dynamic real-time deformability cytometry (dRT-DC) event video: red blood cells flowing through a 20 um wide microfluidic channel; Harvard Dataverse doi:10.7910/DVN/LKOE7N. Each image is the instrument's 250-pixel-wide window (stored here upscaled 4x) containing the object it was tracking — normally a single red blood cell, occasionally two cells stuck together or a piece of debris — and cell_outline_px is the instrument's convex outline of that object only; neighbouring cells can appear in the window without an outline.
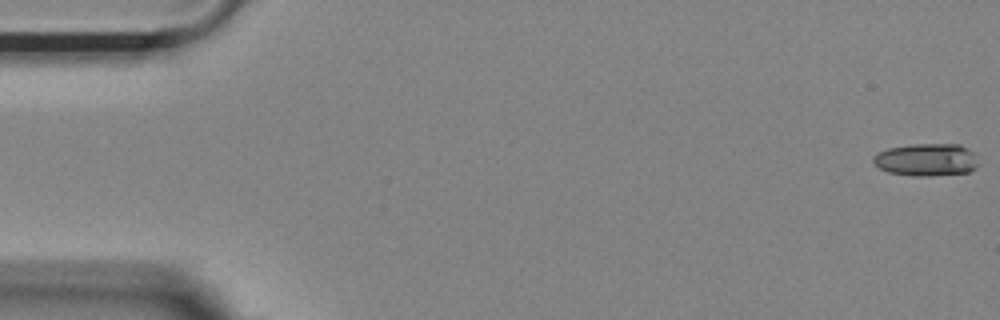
{"species": "Egyptian fruit bat (a non-hibernating species)", "species_latin": "Rousettus aegyptiacus", "temperature_condition": "room temperature", "stored_images_in_passage": 9, "camera_frame_rate_fps": 3000, "um_per_image_px": 0.085, "animal": {"sex": "female"}, "frame": {"image": 1, "passage_image": 1, "time_ms": 0.0, "image_size_px": [1000, 320], "cell_outline_px": [[976, 164], [968, 172], [932, 176], [912, 176], [888, 172], [880, 168], [872, 160], [872, 156], [876, 152], [888, 148], [912, 144], [960, 144], [968, 148], [972, 152]], "centroid_in_image_um": [78.67, 13.57], "position_along_channel_um": 6.3, "area_um2": 19.83}}